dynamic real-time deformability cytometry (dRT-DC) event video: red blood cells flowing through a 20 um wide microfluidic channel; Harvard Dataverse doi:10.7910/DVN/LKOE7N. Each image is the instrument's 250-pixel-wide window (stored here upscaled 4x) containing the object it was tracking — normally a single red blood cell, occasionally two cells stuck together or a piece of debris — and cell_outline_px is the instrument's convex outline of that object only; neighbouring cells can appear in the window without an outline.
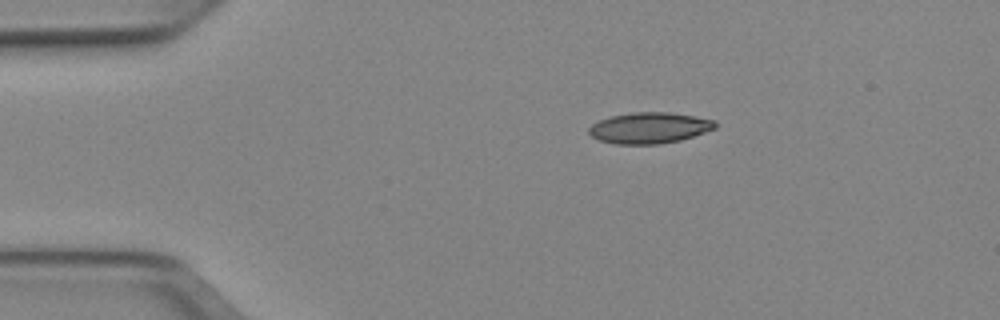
{"species": "Egyptian fruit bat (a non-hibernating species)", "species_latin": "Rousettus aegyptiacus", "temperature_condition": "cold", "stored_images_in_passage": 43, "camera_frame_rate_fps": 3000, "um_per_image_px": 0.085, "animal": {"sex": "female"}, "frame": {"image": 1, "passage_image": 1, "time_ms": 0.0, "image_size_px": [1000, 320], "cell_outline_px": [[716, 128], [680, 140], [660, 144], [616, 144], [600, 140], [592, 136], [588, 132], [588, 128], [592, 124], [600, 120], [612, 116], [632, 112], [668, 112], [696, 116], [716, 120]], "centroid_in_image_um": [55.21, 10.86], "position_along_channel_um": 29.8, "area_um2": 22.77}}
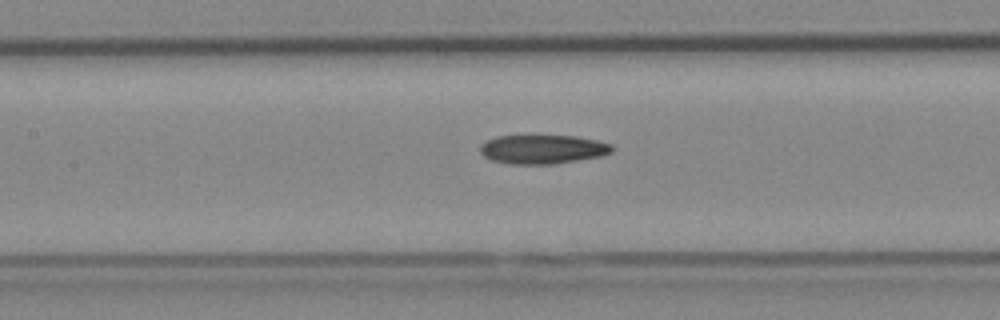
{"frame": {"image": 2, "passage_image": 15, "time_ms": 4.667, "image_size_px": [1000, 320], "cell_outline_px": [[612, 152], [600, 156], [556, 164], [508, 164], [492, 160], [484, 156], [480, 152], [480, 144], [496, 136], [576, 136], [596, 140], [612, 144]], "centroid_in_image_um": [46.11, 12.69], "position_along_channel_um": 161.3, "area_um2": 22.25}}
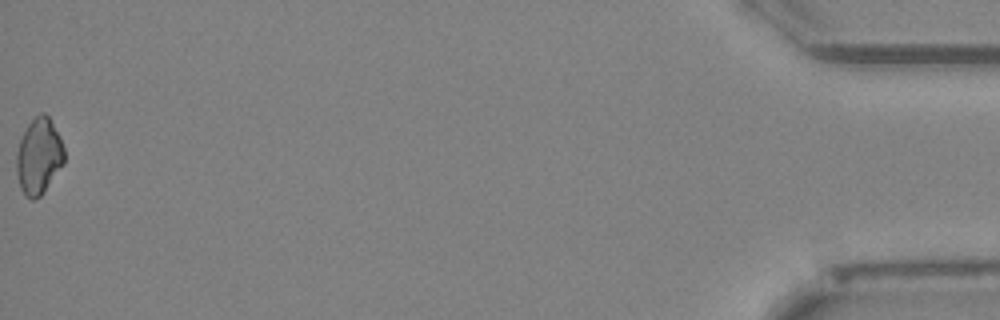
{"frame": {"image": 3, "passage_image": 43, "time_ms": 14.0, "image_size_px": [1000, 320], "cell_outline_px": [[64, 164], [44, 192], [40, 196], [32, 200], [24, 196], [20, 188], [16, 172], [16, 152], [20, 140], [28, 124], [40, 112], [44, 112], [48, 116], [64, 148]], "centroid_in_image_um": [3.28, 13.33], "position_along_channel_um": 431.9, "area_um2": 21.1}}